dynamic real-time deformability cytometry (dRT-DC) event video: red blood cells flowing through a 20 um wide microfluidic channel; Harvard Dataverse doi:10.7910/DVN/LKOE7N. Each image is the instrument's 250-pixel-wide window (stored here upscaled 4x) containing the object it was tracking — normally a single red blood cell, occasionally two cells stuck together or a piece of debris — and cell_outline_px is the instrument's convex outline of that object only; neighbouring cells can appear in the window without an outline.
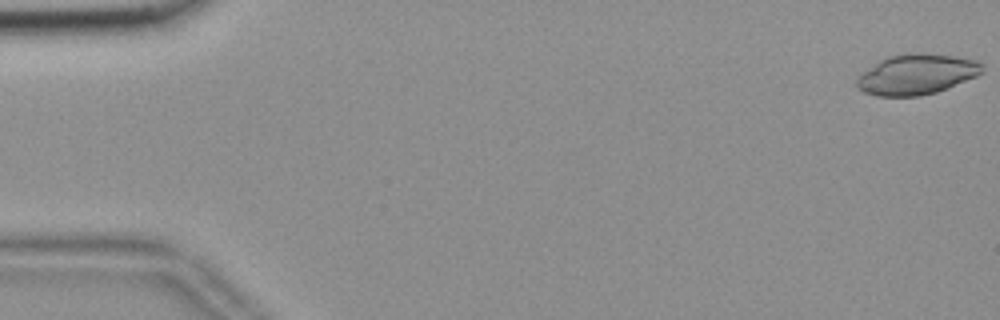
{"species": "common noctule bat (a hibernating species)", "species_latin": "Nyctalus noctula", "temperature_condition": "room temperature", "stored_images_in_passage": 55, "camera_frame_rate_fps": 3000, "um_per_image_px": 0.085, "animal": {"sex": "female", "body_mass_g": 18.4}, "frame": {"image": 1, "passage_image": 1, "time_ms": 0.0, "image_size_px": [1000, 320], "cell_outline_px": [[984, 72], [976, 76], [948, 88], [936, 92], [920, 96], [876, 96], [864, 92], [856, 88], [856, 80], [864, 72], [880, 60], [888, 56], [908, 52], [920, 52], [952, 56], [976, 60], [984, 64]], "centroid_in_image_um": [77.93, 6.32], "position_along_channel_um": 7.1, "area_um2": 29.59}}
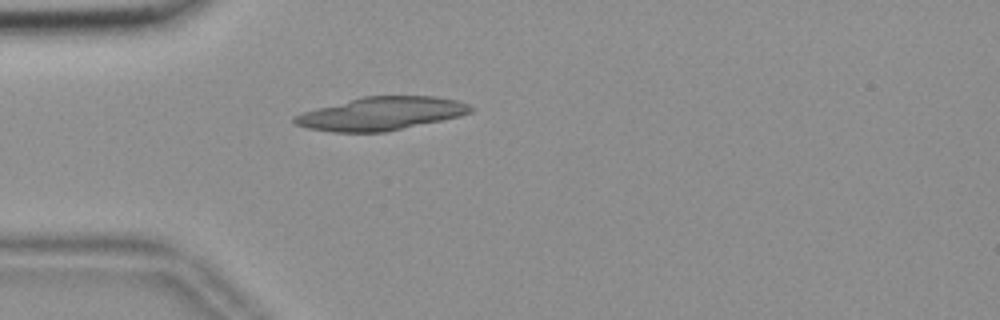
{"frame": {"image": 2, "passage_image": 16, "time_ms": 5.0, "image_size_px": [1000, 320], "cell_outline_px": [[472, 112], [460, 116], [384, 132], [332, 132], [308, 128], [296, 124], [292, 120], [292, 116], [304, 112], [364, 96], [436, 96], [456, 100], [468, 104], [472, 108]], "centroid_in_image_um": [32.4, 9.66], "position_along_channel_um": 52.6, "area_um2": 33.58}}
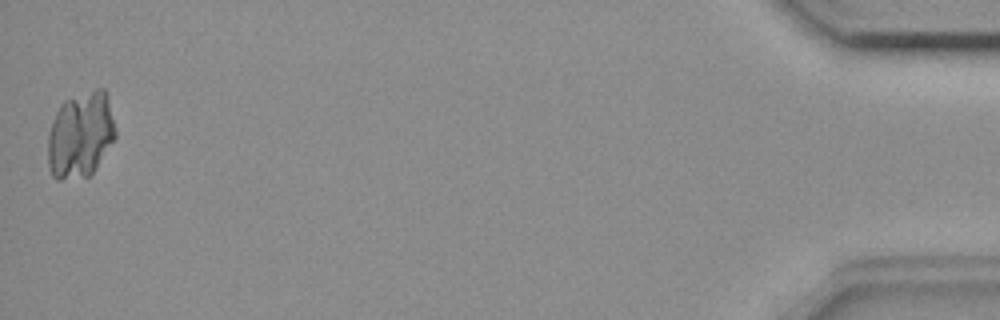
{"frame": {"image": 3, "passage_image": 55, "time_ms": 18.0, "image_size_px": [1000, 320], "cell_outline_px": [[116, 136], [92, 172], [88, 176], [60, 180], [56, 180], [52, 176], [48, 164], [48, 136], [56, 112], [60, 104], [64, 100], [96, 88], [104, 88], [116, 132]], "centroid_in_image_um": [6.81, 11.47], "position_along_channel_um": 428.4, "area_um2": 33.41}}